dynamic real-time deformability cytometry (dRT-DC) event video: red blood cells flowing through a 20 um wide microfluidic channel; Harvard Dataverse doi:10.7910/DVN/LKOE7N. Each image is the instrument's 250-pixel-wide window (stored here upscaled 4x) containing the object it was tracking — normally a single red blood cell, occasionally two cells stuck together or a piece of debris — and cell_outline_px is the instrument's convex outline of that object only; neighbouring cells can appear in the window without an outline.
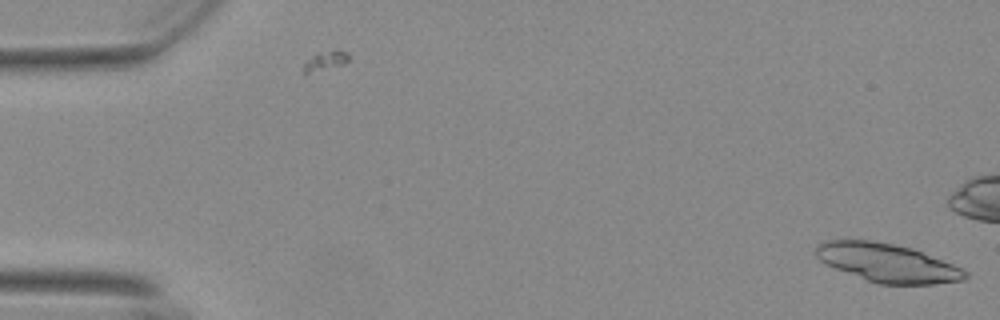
{"species": "Egyptian fruit bat (a non-hibernating species)", "species_latin": "Rousettus aegyptiacus", "temperature_condition": "warm", "stored_images_in_passage": 3, "camera_frame_rate_fps": 3000, "um_per_image_px": 0.085, "animal": {"sex": "female"}, "frame": {"image": 1, "passage_image": 3, "time_ms": 0.667, "image_size_px": [1000, 320], "cell_outline_px": [[968, 276], [964, 280], [932, 284], [880, 284], [868, 280], [836, 268], [820, 260], [816, 256], [816, 248], [820, 244], [828, 240], [872, 240], [912, 248], [952, 264], [968, 272]], "centroid_in_image_um": [75.45, 22.34], "position_along_channel_um": 9.5, "area_um2": 32.83}}